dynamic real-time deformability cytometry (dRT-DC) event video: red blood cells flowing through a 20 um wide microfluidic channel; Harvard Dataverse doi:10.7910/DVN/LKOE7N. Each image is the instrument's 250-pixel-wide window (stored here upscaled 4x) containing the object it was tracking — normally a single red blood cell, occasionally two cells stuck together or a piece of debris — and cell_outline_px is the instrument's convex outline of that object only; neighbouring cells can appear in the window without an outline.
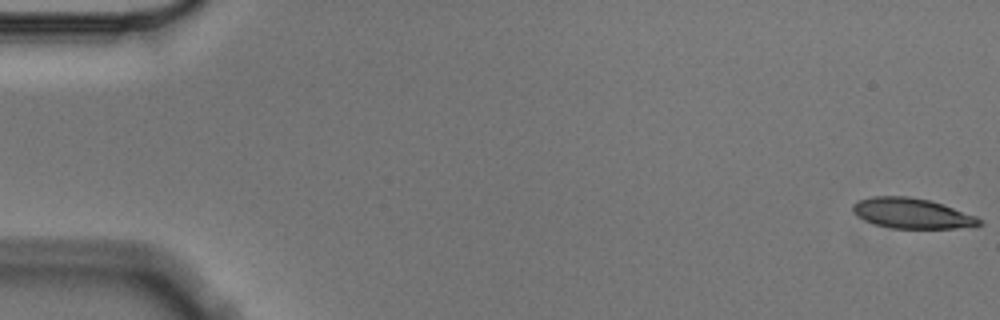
{"species": "Egyptian fruit bat (a non-hibernating species)", "species_latin": "Rousettus aegyptiacus", "temperature_condition": "cold", "stored_images_in_passage": 11, "camera_frame_rate_fps": 3000, "um_per_image_px": 0.085, "animal": {"sex": "male"}, "frame": {"image": 1, "passage_image": 1, "time_ms": 0.0, "image_size_px": [1000, 320], "cell_outline_px": [[984, 224], [976, 228], [892, 228], [876, 224], [864, 220], [852, 212], [852, 204], [860, 200], [872, 196], [908, 196], [928, 200], [976, 216], [984, 220]], "centroid_in_image_um": [77.56, 18.15], "position_along_channel_um": 7.4, "area_um2": 22.37}}
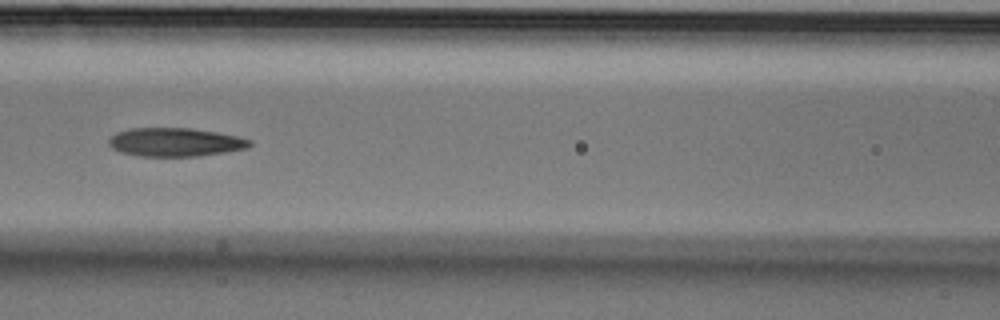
{"frame": {"image": 2, "passage_image": 7, "time_ms": 2.0, "image_size_px": [1000, 320], "cell_outline_px": [[252, 144], [248, 148], [200, 156], [140, 156], [120, 152], [112, 148], [108, 144], [108, 140], [116, 132], [128, 128], [192, 128], [216, 132], [236, 136], [252, 140]], "centroid_in_image_um": [14.88, 12.08], "position_along_channel_um": 151.7, "area_um2": 23.52}}
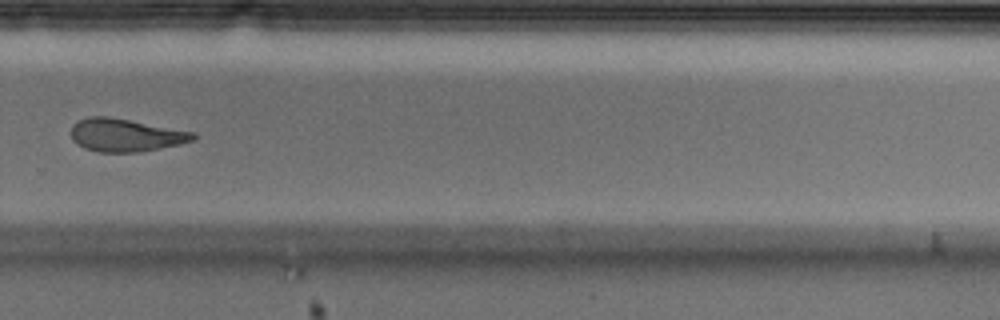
{"frame": {"image": 3, "passage_image": 11, "time_ms": 3.333, "image_size_px": [1000, 320], "cell_outline_px": [[196, 136], [192, 140], [180, 144], [136, 152], [100, 152], [84, 148], [76, 144], [72, 140], [72, 124], [88, 116], [108, 116], [196, 132]], "centroid_in_image_um": [10.65, 11.48], "position_along_channel_um": 319.2, "area_um2": 23.29}}